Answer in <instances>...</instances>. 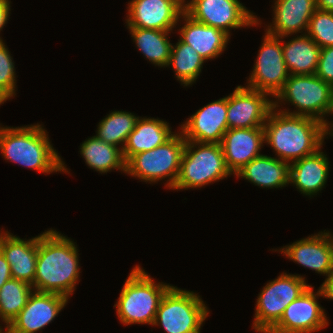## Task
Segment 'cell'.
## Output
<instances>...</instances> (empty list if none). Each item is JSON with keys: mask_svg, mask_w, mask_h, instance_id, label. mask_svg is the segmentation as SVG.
<instances>
[{"mask_svg": "<svg viewBox=\"0 0 333 333\" xmlns=\"http://www.w3.org/2000/svg\"><path fill=\"white\" fill-rule=\"evenodd\" d=\"M315 74L333 86V46L321 48Z\"/></svg>", "mask_w": 333, "mask_h": 333, "instance_id": "obj_33", "label": "cell"}, {"mask_svg": "<svg viewBox=\"0 0 333 333\" xmlns=\"http://www.w3.org/2000/svg\"><path fill=\"white\" fill-rule=\"evenodd\" d=\"M273 107L277 109L281 102H289L297 111L279 109L280 112L308 116L326 124L331 130L333 123L327 121L326 114H333V86L324 82L316 74L290 75L283 88L274 97ZM332 125V126H331Z\"/></svg>", "mask_w": 333, "mask_h": 333, "instance_id": "obj_5", "label": "cell"}, {"mask_svg": "<svg viewBox=\"0 0 333 333\" xmlns=\"http://www.w3.org/2000/svg\"><path fill=\"white\" fill-rule=\"evenodd\" d=\"M321 48L304 32L290 41L282 42L285 65L290 75L316 73Z\"/></svg>", "mask_w": 333, "mask_h": 333, "instance_id": "obj_25", "label": "cell"}, {"mask_svg": "<svg viewBox=\"0 0 333 333\" xmlns=\"http://www.w3.org/2000/svg\"><path fill=\"white\" fill-rule=\"evenodd\" d=\"M309 286L299 274L282 273L269 281L257 297L253 329L267 333L280 320L286 307Z\"/></svg>", "mask_w": 333, "mask_h": 333, "instance_id": "obj_9", "label": "cell"}, {"mask_svg": "<svg viewBox=\"0 0 333 333\" xmlns=\"http://www.w3.org/2000/svg\"><path fill=\"white\" fill-rule=\"evenodd\" d=\"M171 286L156 283L140 265H136L125 280L114 305L119 321L127 326L153 325L162 297Z\"/></svg>", "mask_w": 333, "mask_h": 333, "instance_id": "obj_4", "label": "cell"}, {"mask_svg": "<svg viewBox=\"0 0 333 333\" xmlns=\"http://www.w3.org/2000/svg\"><path fill=\"white\" fill-rule=\"evenodd\" d=\"M80 153L85 159V163L101 174L110 172L112 169L121 170L125 173L122 150L96 136L86 139L81 144Z\"/></svg>", "mask_w": 333, "mask_h": 333, "instance_id": "obj_26", "label": "cell"}, {"mask_svg": "<svg viewBox=\"0 0 333 333\" xmlns=\"http://www.w3.org/2000/svg\"><path fill=\"white\" fill-rule=\"evenodd\" d=\"M316 8L321 11L333 12V0H316Z\"/></svg>", "mask_w": 333, "mask_h": 333, "instance_id": "obj_37", "label": "cell"}, {"mask_svg": "<svg viewBox=\"0 0 333 333\" xmlns=\"http://www.w3.org/2000/svg\"><path fill=\"white\" fill-rule=\"evenodd\" d=\"M264 128V143L276 152L278 159L292 163L317 152L331 129L321 121L270 110Z\"/></svg>", "mask_w": 333, "mask_h": 333, "instance_id": "obj_2", "label": "cell"}, {"mask_svg": "<svg viewBox=\"0 0 333 333\" xmlns=\"http://www.w3.org/2000/svg\"><path fill=\"white\" fill-rule=\"evenodd\" d=\"M185 144L186 139L177 132L163 145L131 156L125 162V173L149 183L167 178L164 186L172 189L179 174Z\"/></svg>", "mask_w": 333, "mask_h": 333, "instance_id": "obj_7", "label": "cell"}, {"mask_svg": "<svg viewBox=\"0 0 333 333\" xmlns=\"http://www.w3.org/2000/svg\"><path fill=\"white\" fill-rule=\"evenodd\" d=\"M10 7V0H0V31L3 29L5 24H7V20H9L11 11ZM0 40H2L1 37Z\"/></svg>", "mask_w": 333, "mask_h": 333, "instance_id": "obj_36", "label": "cell"}, {"mask_svg": "<svg viewBox=\"0 0 333 333\" xmlns=\"http://www.w3.org/2000/svg\"><path fill=\"white\" fill-rule=\"evenodd\" d=\"M32 292L30 284L13 278L0 288V318L5 323V330L24 308Z\"/></svg>", "mask_w": 333, "mask_h": 333, "instance_id": "obj_30", "label": "cell"}, {"mask_svg": "<svg viewBox=\"0 0 333 333\" xmlns=\"http://www.w3.org/2000/svg\"><path fill=\"white\" fill-rule=\"evenodd\" d=\"M175 45L171 47V55L167 66H172L177 80L181 82V85L187 87L195 83L206 60L180 38Z\"/></svg>", "mask_w": 333, "mask_h": 333, "instance_id": "obj_28", "label": "cell"}, {"mask_svg": "<svg viewBox=\"0 0 333 333\" xmlns=\"http://www.w3.org/2000/svg\"><path fill=\"white\" fill-rule=\"evenodd\" d=\"M273 22L265 30L277 37L307 33L310 19L317 10L316 0H275Z\"/></svg>", "mask_w": 333, "mask_h": 333, "instance_id": "obj_19", "label": "cell"}, {"mask_svg": "<svg viewBox=\"0 0 333 333\" xmlns=\"http://www.w3.org/2000/svg\"><path fill=\"white\" fill-rule=\"evenodd\" d=\"M181 18L185 21L179 29L180 39L193 47L206 61L221 55L227 47L230 35L225 31L205 25L191 18L185 11Z\"/></svg>", "mask_w": 333, "mask_h": 333, "instance_id": "obj_21", "label": "cell"}, {"mask_svg": "<svg viewBox=\"0 0 333 333\" xmlns=\"http://www.w3.org/2000/svg\"><path fill=\"white\" fill-rule=\"evenodd\" d=\"M67 302L68 298L63 295L33 290L26 305L6 328V332L37 333L55 319Z\"/></svg>", "mask_w": 333, "mask_h": 333, "instance_id": "obj_15", "label": "cell"}, {"mask_svg": "<svg viewBox=\"0 0 333 333\" xmlns=\"http://www.w3.org/2000/svg\"><path fill=\"white\" fill-rule=\"evenodd\" d=\"M268 93L237 86L233 93L227 96L228 129L263 127L273 99Z\"/></svg>", "mask_w": 333, "mask_h": 333, "instance_id": "obj_13", "label": "cell"}, {"mask_svg": "<svg viewBox=\"0 0 333 333\" xmlns=\"http://www.w3.org/2000/svg\"><path fill=\"white\" fill-rule=\"evenodd\" d=\"M321 148L312 155L290 164V183L305 196L320 192L328 179L329 161Z\"/></svg>", "mask_w": 333, "mask_h": 333, "instance_id": "obj_22", "label": "cell"}, {"mask_svg": "<svg viewBox=\"0 0 333 333\" xmlns=\"http://www.w3.org/2000/svg\"><path fill=\"white\" fill-rule=\"evenodd\" d=\"M320 48L333 46V12L316 10L306 33Z\"/></svg>", "mask_w": 333, "mask_h": 333, "instance_id": "obj_31", "label": "cell"}, {"mask_svg": "<svg viewBox=\"0 0 333 333\" xmlns=\"http://www.w3.org/2000/svg\"><path fill=\"white\" fill-rule=\"evenodd\" d=\"M40 124L24 127H0V150L3 158L42 173L68 172Z\"/></svg>", "mask_w": 333, "mask_h": 333, "instance_id": "obj_3", "label": "cell"}, {"mask_svg": "<svg viewBox=\"0 0 333 333\" xmlns=\"http://www.w3.org/2000/svg\"><path fill=\"white\" fill-rule=\"evenodd\" d=\"M166 121L158 118H138L135 128L129 134L122 150L124 161L141 152L163 145L175 132Z\"/></svg>", "mask_w": 333, "mask_h": 333, "instance_id": "obj_24", "label": "cell"}, {"mask_svg": "<svg viewBox=\"0 0 333 333\" xmlns=\"http://www.w3.org/2000/svg\"><path fill=\"white\" fill-rule=\"evenodd\" d=\"M231 175L221 144L186 140L179 174L172 189L202 188Z\"/></svg>", "mask_w": 333, "mask_h": 333, "instance_id": "obj_6", "label": "cell"}, {"mask_svg": "<svg viewBox=\"0 0 333 333\" xmlns=\"http://www.w3.org/2000/svg\"><path fill=\"white\" fill-rule=\"evenodd\" d=\"M208 315L197 293L171 286L162 297L153 325L162 326L166 333H200Z\"/></svg>", "mask_w": 333, "mask_h": 333, "instance_id": "obj_8", "label": "cell"}, {"mask_svg": "<svg viewBox=\"0 0 333 333\" xmlns=\"http://www.w3.org/2000/svg\"><path fill=\"white\" fill-rule=\"evenodd\" d=\"M319 290L321 291L322 297L333 300V270L326 276Z\"/></svg>", "mask_w": 333, "mask_h": 333, "instance_id": "obj_35", "label": "cell"}, {"mask_svg": "<svg viewBox=\"0 0 333 333\" xmlns=\"http://www.w3.org/2000/svg\"><path fill=\"white\" fill-rule=\"evenodd\" d=\"M332 235L324 230L275 251L305 268L327 276L333 270Z\"/></svg>", "mask_w": 333, "mask_h": 333, "instance_id": "obj_17", "label": "cell"}, {"mask_svg": "<svg viewBox=\"0 0 333 333\" xmlns=\"http://www.w3.org/2000/svg\"><path fill=\"white\" fill-rule=\"evenodd\" d=\"M8 48L3 40H0V105L15 96L16 92V74Z\"/></svg>", "mask_w": 333, "mask_h": 333, "instance_id": "obj_32", "label": "cell"}, {"mask_svg": "<svg viewBox=\"0 0 333 333\" xmlns=\"http://www.w3.org/2000/svg\"><path fill=\"white\" fill-rule=\"evenodd\" d=\"M184 11L194 20L219 28L230 35V29L261 24L253 12L238 0H190Z\"/></svg>", "mask_w": 333, "mask_h": 333, "instance_id": "obj_11", "label": "cell"}, {"mask_svg": "<svg viewBox=\"0 0 333 333\" xmlns=\"http://www.w3.org/2000/svg\"><path fill=\"white\" fill-rule=\"evenodd\" d=\"M180 129L186 140L220 144L228 130L227 96L197 110Z\"/></svg>", "mask_w": 333, "mask_h": 333, "instance_id": "obj_16", "label": "cell"}, {"mask_svg": "<svg viewBox=\"0 0 333 333\" xmlns=\"http://www.w3.org/2000/svg\"><path fill=\"white\" fill-rule=\"evenodd\" d=\"M263 143V127L228 129L220 144L230 172L236 174L254 158L261 156Z\"/></svg>", "mask_w": 333, "mask_h": 333, "instance_id": "obj_18", "label": "cell"}, {"mask_svg": "<svg viewBox=\"0 0 333 333\" xmlns=\"http://www.w3.org/2000/svg\"><path fill=\"white\" fill-rule=\"evenodd\" d=\"M11 278L12 275L10 265L0 250V288L5 284L6 281L10 280Z\"/></svg>", "mask_w": 333, "mask_h": 333, "instance_id": "obj_34", "label": "cell"}, {"mask_svg": "<svg viewBox=\"0 0 333 333\" xmlns=\"http://www.w3.org/2000/svg\"><path fill=\"white\" fill-rule=\"evenodd\" d=\"M127 27L172 31L184 12L185 0H132Z\"/></svg>", "mask_w": 333, "mask_h": 333, "instance_id": "obj_14", "label": "cell"}, {"mask_svg": "<svg viewBox=\"0 0 333 333\" xmlns=\"http://www.w3.org/2000/svg\"><path fill=\"white\" fill-rule=\"evenodd\" d=\"M139 51L155 66L167 67L172 43L168 40L171 31L127 27ZM169 32V33H168Z\"/></svg>", "mask_w": 333, "mask_h": 333, "instance_id": "obj_27", "label": "cell"}, {"mask_svg": "<svg viewBox=\"0 0 333 333\" xmlns=\"http://www.w3.org/2000/svg\"><path fill=\"white\" fill-rule=\"evenodd\" d=\"M77 245L56 230L37 236V262L33 290L70 298L79 280Z\"/></svg>", "mask_w": 333, "mask_h": 333, "instance_id": "obj_1", "label": "cell"}, {"mask_svg": "<svg viewBox=\"0 0 333 333\" xmlns=\"http://www.w3.org/2000/svg\"><path fill=\"white\" fill-rule=\"evenodd\" d=\"M235 176L261 188H282L290 183V163L262 154L246 164Z\"/></svg>", "mask_w": 333, "mask_h": 333, "instance_id": "obj_23", "label": "cell"}, {"mask_svg": "<svg viewBox=\"0 0 333 333\" xmlns=\"http://www.w3.org/2000/svg\"><path fill=\"white\" fill-rule=\"evenodd\" d=\"M2 327H3V326L0 325V333H7L6 330H5V332H3L4 329H3Z\"/></svg>", "mask_w": 333, "mask_h": 333, "instance_id": "obj_38", "label": "cell"}, {"mask_svg": "<svg viewBox=\"0 0 333 333\" xmlns=\"http://www.w3.org/2000/svg\"><path fill=\"white\" fill-rule=\"evenodd\" d=\"M139 116L126 111H111L99 122L96 137L123 150L129 134L135 128ZM118 145V146H117Z\"/></svg>", "mask_w": 333, "mask_h": 333, "instance_id": "obj_29", "label": "cell"}, {"mask_svg": "<svg viewBox=\"0 0 333 333\" xmlns=\"http://www.w3.org/2000/svg\"><path fill=\"white\" fill-rule=\"evenodd\" d=\"M310 285L284 310L280 320L267 333H314L328 326L324 308L317 302L321 291L315 293ZM325 312V313H324Z\"/></svg>", "mask_w": 333, "mask_h": 333, "instance_id": "obj_12", "label": "cell"}, {"mask_svg": "<svg viewBox=\"0 0 333 333\" xmlns=\"http://www.w3.org/2000/svg\"><path fill=\"white\" fill-rule=\"evenodd\" d=\"M283 38L265 32L246 87L266 92L270 97H275L283 88L290 76L282 51Z\"/></svg>", "mask_w": 333, "mask_h": 333, "instance_id": "obj_10", "label": "cell"}, {"mask_svg": "<svg viewBox=\"0 0 333 333\" xmlns=\"http://www.w3.org/2000/svg\"><path fill=\"white\" fill-rule=\"evenodd\" d=\"M0 250L10 265L13 279L34 283L37 262V236L26 241L9 233L0 232Z\"/></svg>", "mask_w": 333, "mask_h": 333, "instance_id": "obj_20", "label": "cell"}]
</instances>
